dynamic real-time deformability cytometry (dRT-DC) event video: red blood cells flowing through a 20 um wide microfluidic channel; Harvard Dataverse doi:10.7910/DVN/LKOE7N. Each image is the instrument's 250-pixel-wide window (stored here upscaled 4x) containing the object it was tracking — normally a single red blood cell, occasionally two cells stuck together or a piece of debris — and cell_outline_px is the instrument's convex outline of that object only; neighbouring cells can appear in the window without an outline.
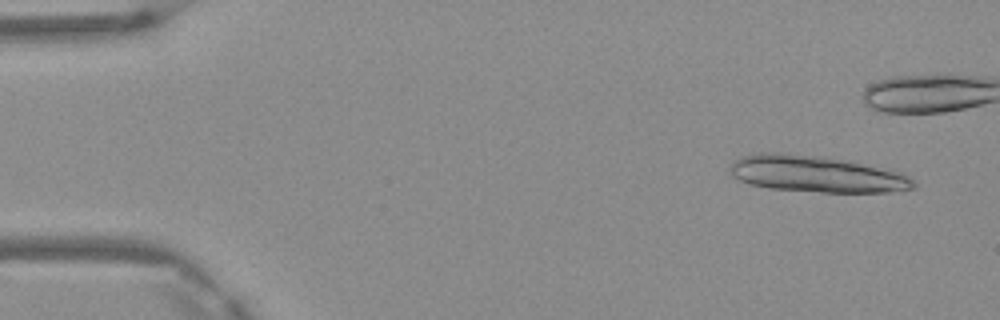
{"species": "Egyptian fruit bat (a non-hibernating species)", "species_latin": "Rousettus aegyptiacus", "temperature_condition": "warm", "stored_images_in_passage": 5, "camera_frame_rate_fps": 3000, "um_per_image_px": 0.085, "frame": {"image": 1, "passage_image": 1, "time_ms": 0.0, "image_size_px": [1000, 320], "cell_outline_px": [[916, 188], [888, 192], [824, 192], [768, 188], [752, 184], [740, 180], [732, 176], [732, 164], [740, 156], [760, 152], [780, 152], [844, 160], [892, 168], [904, 172], [916, 180]], "centroid_in_image_um": [69.51, 14.79], "position_along_channel_um": 15.5, "area_um2": 39.19}}